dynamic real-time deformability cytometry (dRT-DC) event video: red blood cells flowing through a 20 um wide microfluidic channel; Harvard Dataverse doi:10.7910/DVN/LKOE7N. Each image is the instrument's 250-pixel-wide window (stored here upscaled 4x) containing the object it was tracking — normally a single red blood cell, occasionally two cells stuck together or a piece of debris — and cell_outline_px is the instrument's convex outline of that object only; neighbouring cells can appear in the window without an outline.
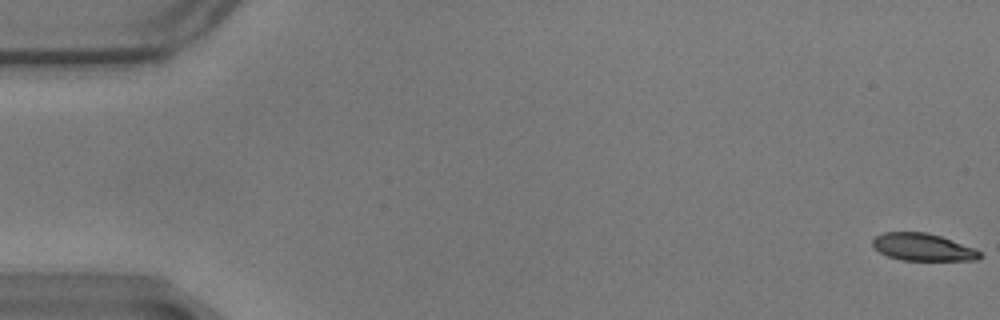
{"species": "common noctule bat (a hibernating species)", "species_latin": "Nyctalus noctula", "temperature_condition": "warm", "stored_images_in_passage": 59, "camera_frame_rate_fps": 3000, "um_per_image_px": 0.085, "animal": {"sex": "male", "body_mass_g": 17.9}, "frame": {"image": 1, "passage_image": 1, "time_ms": 0.0, "image_size_px": [1000, 320], "cell_outline_px": [[984, 256], [980, 260], [900, 260], [888, 256], [880, 252], [872, 244], [872, 240], [876, 236], [884, 232], [928, 232], [952, 240], [972, 248], [980, 252]], "centroid_in_image_um": [78.45, 21.01], "position_along_channel_um": 6.6, "area_um2": 16.99}}
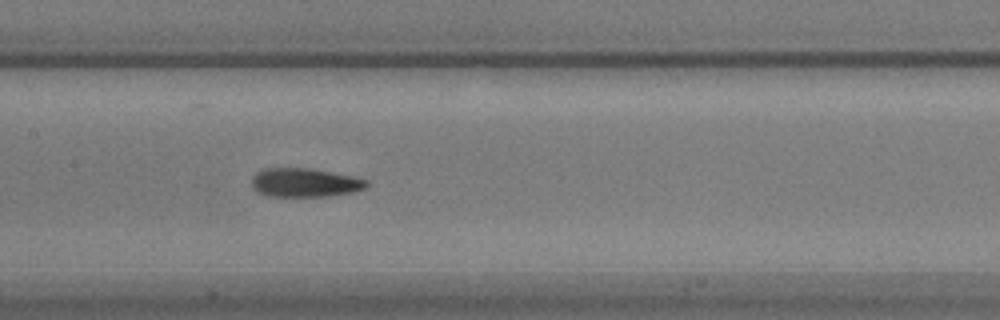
{"frame": {"image": 2, "passage_image": 29, "time_ms": 9.333, "image_size_px": [1000, 320], "cell_outline_px": [[368, 184], [364, 188], [352, 192], [328, 196], [268, 196], [256, 192], [252, 188], [252, 176], [256, 172], [264, 168], [308, 168], [352, 176], [368, 180]], "centroid_in_image_um": [25.85, 15.52], "position_along_channel_um": 181.5, "area_um2": 19.25}}
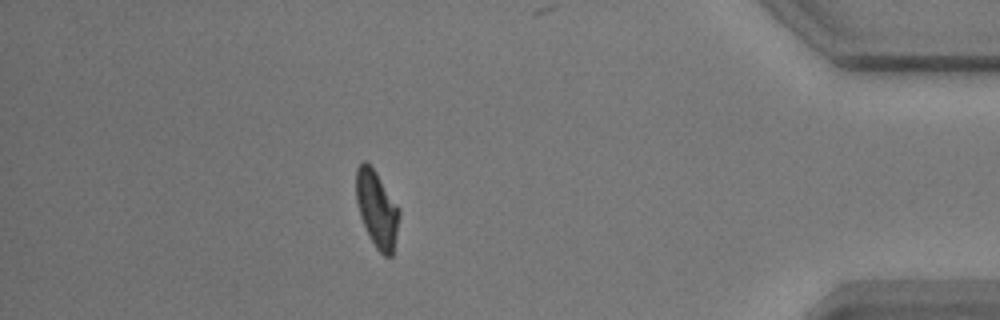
{"frame": {"image": 3, "passage_image": 52, "time_ms": 17.0, "image_size_px": [1000, 320], "cell_outline_px": [[400, 212], [392, 256], [384, 256], [376, 248], [360, 216], [356, 200], [356, 168], [364, 160], [376, 172]], "centroid_in_image_um": [32.01, 17.77], "position_along_channel_um": 403.2, "area_um2": 18.55}, "authors_computed_cell_mechanics": {"area_um2": 19.3052, "velocity_mm_per_s": 3.4555, "shape_relaxation_time_tau1_ms": 4.1157, "shape_relaxation_time_tau2_ms": 1.8339, "deformation_change_tau1": 0.1652, "deformation_change_tau2": 0.0801}}